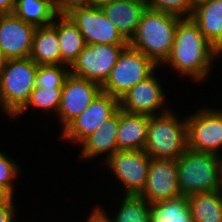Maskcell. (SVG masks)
Wrapping results in <instances>:
<instances>
[{
  "label": "cell",
  "instance_id": "6da1fadb",
  "mask_svg": "<svg viewBox=\"0 0 222 222\" xmlns=\"http://www.w3.org/2000/svg\"><path fill=\"white\" fill-rule=\"evenodd\" d=\"M215 59L214 46L189 17L178 21L171 52L162 65L168 64L175 73H179L178 76H186L195 83H201L209 77Z\"/></svg>",
  "mask_w": 222,
  "mask_h": 222
},
{
  "label": "cell",
  "instance_id": "7a4b0ae2",
  "mask_svg": "<svg viewBox=\"0 0 222 222\" xmlns=\"http://www.w3.org/2000/svg\"><path fill=\"white\" fill-rule=\"evenodd\" d=\"M180 19L170 13L147 8L128 45L160 67L171 52L175 29Z\"/></svg>",
  "mask_w": 222,
  "mask_h": 222
},
{
  "label": "cell",
  "instance_id": "3957f363",
  "mask_svg": "<svg viewBox=\"0 0 222 222\" xmlns=\"http://www.w3.org/2000/svg\"><path fill=\"white\" fill-rule=\"evenodd\" d=\"M176 162L182 195L217 191L222 187V155L187 148Z\"/></svg>",
  "mask_w": 222,
  "mask_h": 222
},
{
  "label": "cell",
  "instance_id": "277c9868",
  "mask_svg": "<svg viewBox=\"0 0 222 222\" xmlns=\"http://www.w3.org/2000/svg\"><path fill=\"white\" fill-rule=\"evenodd\" d=\"M38 64L30 57L8 59L0 72V110L13 118L36 87Z\"/></svg>",
  "mask_w": 222,
  "mask_h": 222
},
{
  "label": "cell",
  "instance_id": "5b68a950",
  "mask_svg": "<svg viewBox=\"0 0 222 222\" xmlns=\"http://www.w3.org/2000/svg\"><path fill=\"white\" fill-rule=\"evenodd\" d=\"M174 111L149 118L144 151L150 158L178 159L187 149V123Z\"/></svg>",
  "mask_w": 222,
  "mask_h": 222
},
{
  "label": "cell",
  "instance_id": "8992f818",
  "mask_svg": "<svg viewBox=\"0 0 222 222\" xmlns=\"http://www.w3.org/2000/svg\"><path fill=\"white\" fill-rule=\"evenodd\" d=\"M158 68L150 58L128 45L119 55L108 79L101 86L102 92L119 99Z\"/></svg>",
  "mask_w": 222,
  "mask_h": 222
},
{
  "label": "cell",
  "instance_id": "52a82bcc",
  "mask_svg": "<svg viewBox=\"0 0 222 222\" xmlns=\"http://www.w3.org/2000/svg\"><path fill=\"white\" fill-rule=\"evenodd\" d=\"M187 148L220 156L222 109L203 107L186 116Z\"/></svg>",
  "mask_w": 222,
  "mask_h": 222
},
{
  "label": "cell",
  "instance_id": "ba28073f",
  "mask_svg": "<svg viewBox=\"0 0 222 222\" xmlns=\"http://www.w3.org/2000/svg\"><path fill=\"white\" fill-rule=\"evenodd\" d=\"M150 156L144 150H118L104 165L124 189L122 194L139 195L147 181Z\"/></svg>",
  "mask_w": 222,
  "mask_h": 222
},
{
  "label": "cell",
  "instance_id": "9c48e42d",
  "mask_svg": "<svg viewBox=\"0 0 222 222\" xmlns=\"http://www.w3.org/2000/svg\"><path fill=\"white\" fill-rule=\"evenodd\" d=\"M127 46L128 44H86L70 67V73L102 86Z\"/></svg>",
  "mask_w": 222,
  "mask_h": 222
},
{
  "label": "cell",
  "instance_id": "30bf717a",
  "mask_svg": "<svg viewBox=\"0 0 222 222\" xmlns=\"http://www.w3.org/2000/svg\"><path fill=\"white\" fill-rule=\"evenodd\" d=\"M120 109L119 99L101 92L90 105L74 118L61 132L63 141L77 145L89 134L96 131L105 120Z\"/></svg>",
  "mask_w": 222,
  "mask_h": 222
},
{
  "label": "cell",
  "instance_id": "8fae6325",
  "mask_svg": "<svg viewBox=\"0 0 222 222\" xmlns=\"http://www.w3.org/2000/svg\"><path fill=\"white\" fill-rule=\"evenodd\" d=\"M156 71L157 69L119 98L121 110L150 116L164 114L171 110L170 107H166L167 95L164 94L165 89L159 77L157 78Z\"/></svg>",
  "mask_w": 222,
  "mask_h": 222
},
{
  "label": "cell",
  "instance_id": "7c38bea8",
  "mask_svg": "<svg viewBox=\"0 0 222 222\" xmlns=\"http://www.w3.org/2000/svg\"><path fill=\"white\" fill-rule=\"evenodd\" d=\"M66 15L82 33L85 44H128L99 6L75 8Z\"/></svg>",
  "mask_w": 222,
  "mask_h": 222
},
{
  "label": "cell",
  "instance_id": "4fadbf2b",
  "mask_svg": "<svg viewBox=\"0 0 222 222\" xmlns=\"http://www.w3.org/2000/svg\"><path fill=\"white\" fill-rule=\"evenodd\" d=\"M101 92L102 87L98 83L70 73L64 82L57 112L61 129L79 116Z\"/></svg>",
  "mask_w": 222,
  "mask_h": 222
},
{
  "label": "cell",
  "instance_id": "5bb4252c",
  "mask_svg": "<svg viewBox=\"0 0 222 222\" xmlns=\"http://www.w3.org/2000/svg\"><path fill=\"white\" fill-rule=\"evenodd\" d=\"M139 195L148 203L181 196L176 160L151 158L146 185Z\"/></svg>",
  "mask_w": 222,
  "mask_h": 222
},
{
  "label": "cell",
  "instance_id": "9a60e30c",
  "mask_svg": "<svg viewBox=\"0 0 222 222\" xmlns=\"http://www.w3.org/2000/svg\"><path fill=\"white\" fill-rule=\"evenodd\" d=\"M36 28L14 13L0 14V46L5 57L7 59L30 57Z\"/></svg>",
  "mask_w": 222,
  "mask_h": 222
},
{
  "label": "cell",
  "instance_id": "2e32d148",
  "mask_svg": "<svg viewBox=\"0 0 222 222\" xmlns=\"http://www.w3.org/2000/svg\"><path fill=\"white\" fill-rule=\"evenodd\" d=\"M109 21L116 26L121 36L129 43L146 11V0H114L100 6Z\"/></svg>",
  "mask_w": 222,
  "mask_h": 222
},
{
  "label": "cell",
  "instance_id": "e0dca14e",
  "mask_svg": "<svg viewBox=\"0 0 222 222\" xmlns=\"http://www.w3.org/2000/svg\"><path fill=\"white\" fill-rule=\"evenodd\" d=\"M118 125L119 110L79 143L78 146L81 147L79 157L87 161L100 155L103 157L105 155V160L112 156L118 151L116 141Z\"/></svg>",
  "mask_w": 222,
  "mask_h": 222
},
{
  "label": "cell",
  "instance_id": "ac0fdd59",
  "mask_svg": "<svg viewBox=\"0 0 222 222\" xmlns=\"http://www.w3.org/2000/svg\"><path fill=\"white\" fill-rule=\"evenodd\" d=\"M150 115L128 113L119 109L118 150H144Z\"/></svg>",
  "mask_w": 222,
  "mask_h": 222
},
{
  "label": "cell",
  "instance_id": "d6986e66",
  "mask_svg": "<svg viewBox=\"0 0 222 222\" xmlns=\"http://www.w3.org/2000/svg\"><path fill=\"white\" fill-rule=\"evenodd\" d=\"M52 24L57 31L61 65L71 67L86 45L82 33L67 15L58 14Z\"/></svg>",
  "mask_w": 222,
  "mask_h": 222
},
{
  "label": "cell",
  "instance_id": "ffe728a7",
  "mask_svg": "<svg viewBox=\"0 0 222 222\" xmlns=\"http://www.w3.org/2000/svg\"><path fill=\"white\" fill-rule=\"evenodd\" d=\"M30 59L38 65H61V51L53 24L36 28Z\"/></svg>",
  "mask_w": 222,
  "mask_h": 222
},
{
  "label": "cell",
  "instance_id": "44dd1931",
  "mask_svg": "<svg viewBox=\"0 0 222 222\" xmlns=\"http://www.w3.org/2000/svg\"><path fill=\"white\" fill-rule=\"evenodd\" d=\"M191 18L214 48L222 41V0H209L196 6Z\"/></svg>",
  "mask_w": 222,
  "mask_h": 222
},
{
  "label": "cell",
  "instance_id": "7402d4cb",
  "mask_svg": "<svg viewBox=\"0 0 222 222\" xmlns=\"http://www.w3.org/2000/svg\"><path fill=\"white\" fill-rule=\"evenodd\" d=\"M193 222H222V195L219 190L187 196Z\"/></svg>",
  "mask_w": 222,
  "mask_h": 222
},
{
  "label": "cell",
  "instance_id": "603a6c76",
  "mask_svg": "<svg viewBox=\"0 0 222 222\" xmlns=\"http://www.w3.org/2000/svg\"><path fill=\"white\" fill-rule=\"evenodd\" d=\"M150 222H193L187 196L150 203Z\"/></svg>",
  "mask_w": 222,
  "mask_h": 222
},
{
  "label": "cell",
  "instance_id": "cb8c5ba5",
  "mask_svg": "<svg viewBox=\"0 0 222 222\" xmlns=\"http://www.w3.org/2000/svg\"><path fill=\"white\" fill-rule=\"evenodd\" d=\"M13 13L36 27L52 24L58 15L56 7L48 0H15Z\"/></svg>",
  "mask_w": 222,
  "mask_h": 222
},
{
  "label": "cell",
  "instance_id": "d4e9b609",
  "mask_svg": "<svg viewBox=\"0 0 222 222\" xmlns=\"http://www.w3.org/2000/svg\"><path fill=\"white\" fill-rule=\"evenodd\" d=\"M120 208L114 217H109L104 208L97 206L110 222H150V203L140 195L123 194Z\"/></svg>",
  "mask_w": 222,
  "mask_h": 222
},
{
  "label": "cell",
  "instance_id": "484cf974",
  "mask_svg": "<svg viewBox=\"0 0 222 222\" xmlns=\"http://www.w3.org/2000/svg\"><path fill=\"white\" fill-rule=\"evenodd\" d=\"M62 88L63 87H40L36 86L31 95L29 100L27 101L26 105L14 116L19 118V116L30 110V108L37 109L44 111V113H51L57 115L59 110L61 95H62Z\"/></svg>",
  "mask_w": 222,
  "mask_h": 222
},
{
  "label": "cell",
  "instance_id": "4316f807",
  "mask_svg": "<svg viewBox=\"0 0 222 222\" xmlns=\"http://www.w3.org/2000/svg\"><path fill=\"white\" fill-rule=\"evenodd\" d=\"M70 67L66 65H38L36 86L40 87H63Z\"/></svg>",
  "mask_w": 222,
  "mask_h": 222
},
{
  "label": "cell",
  "instance_id": "83f0119b",
  "mask_svg": "<svg viewBox=\"0 0 222 222\" xmlns=\"http://www.w3.org/2000/svg\"><path fill=\"white\" fill-rule=\"evenodd\" d=\"M12 157L0 153V186L5 188L13 197L15 192L14 180L20 176V165Z\"/></svg>",
  "mask_w": 222,
  "mask_h": 222
},
{
  "label": "cell",
  "instance_id": "f1b7e54d",
  "mask_svg": "<svg viewBox=\"0 0 222 222\" xmlns=\"http://www.w3.org/2000/svg\"><path fill=\"white\" fill-rule=\"evenodd\" d=\"M146 3L149 9L170 13L180 18H189L193 12L189 0H146Z\"/></svg>",
  "mask_w": 222,
  "mask_h": 222
},
{
  "label": "cell",
  "instance_id": "f546056e",
  "mask_svg": "<svg viewBox=\"0 0 222 222\" xmlns=\"http://www.w3.org/2000/svg\"><path fill=\"white\" fill-rule=\"evenodd\" d=\"M87 6H91V0H59L56 11L59 15H66L75 8Z\"/></svg>",
  "mask_w": 222,
  "mask_h": 222
},
{
  "label": "cell",
  "instance_id": "4dcf8cb0",
  "mask_svg": "<svg viewBox=\"0 0 222 222\" xmlns=\"http://www.w3.org/2000/svg\"><path fill=\"white\" fill-rule=\"evenodd\" d=\"M14 197L6 204L0 207V222H14L17 212Z\"/></svg>",
  "mask_w": 222,
  "mask_h": 222
},
{
  "label": "cell",
  "instance_id": "1f68e13d",
  "mask_svg": "<svg viewBox=\"0 0 222 222\" xmlns=\"http://www.w3.org/2000/svg\"><path fill=\"white\" fill-rule=\"evenodd\" d=\"M92 209L85 222H110L108 217L97 206H94Z\"/></svg>",
  "mask_w": 222,
  "mask_h": 222
},
{
  "label": "cell",
  "instance_id": "d6a6232c",
  "mask_svg": "<svg viewBox=\"0 0 222 222\" xmlns=\"http://www.w3.org/2000/svg\"><path fill=\"white\" fill-rule=\"evenodd\" d=\"M15 0H0V14L13 13Z\"/></svg>",
  "mask_w": 222,
  "mask_h": 222
},
{
  "label": "cell",
  "instance_id": "836d02e7",
  "mask_svg": "<svg viewBox=\"0 0 222 222\" xmlns=\"http://www.w3.org/2000/svg\"><path fill=\"white\" fill-rule=\"evenodd\" d=\"M13 196L2 186H0V207L6 205Z\"/></svg>",
  "mask_w": 222,
  "mask_h": 222
},
{
  "label": "cell",
  "instance_id": "e575fe53",
  "mask_svg": "<svg viewBox=\"0 0 222 222\" xmlns=\"http://www.w3.org/2000/svg\"><path fill=\"white\" fill-rule=\"evenodd\" d=\"M7 60L8 59L5 57V55L2 51V48L0 46V72H1L2 68L4 67V65L6 64Z\"/></svg>",
  "mask_w": 222,
  "mask_h": 222
},
{
  "label": "cell",
  "instance_id": "d590c367",
  "mask_svg": "<svg viewBox=\"0 0 222 222\" xmlns=\"http://www.w3.org/2000/svg\"><path fill=\"white\" fill-rule=\"evenodd\" d=\"M111 1H114V0H91V5L100 7L102 4L111 2Z\"/></svg>",
  "mask_w": 222,
  "mask_h": 222
},
{
  "label": "cell",
  "instance_id": "8d00e7d4",
  "mask_svg": "<svg viewBox=\"0 0 222 222\" xmlns=\"http://www.w3.org/2000/svg\"><path fill=\"white\" fill-rule=\"evenodd\" d=\"M209 0H189L191 7L194 9L196 6L208 2Z\"/></svg>",
  "mask_w": 222,
  "mask_h": 222
},
{
  "label": "cell",
  "instance_id": "74e56055",
  "mask_svg": "<svg viewBox=\"0 0 222 222\" xmlns=\"http://www.w3.org/2000/svg\"><path fill=\"white\" fill-rule=\"evenodd\" d=\"M215 53L218 60V58H220L222 55V41L215 47Z\"/></svg>",
  "mask_w": 222,
  "mask_h": 222
},
{
  "label": "cell",
  "instance_id": "f35d334b",
  "mask_svg": "<svg viewBox=\"0 0 222 222\" xmlns=\"http://www.w3.org/2000/svg\"><path fill=\"white\" fill-rule=\"evenodd\" d=\"M50 3H52L55 7L58 6L59 0H48Z\"/></svg>",
  "mask_w": 222,
  "mask_h": 222
}]
</instances>
